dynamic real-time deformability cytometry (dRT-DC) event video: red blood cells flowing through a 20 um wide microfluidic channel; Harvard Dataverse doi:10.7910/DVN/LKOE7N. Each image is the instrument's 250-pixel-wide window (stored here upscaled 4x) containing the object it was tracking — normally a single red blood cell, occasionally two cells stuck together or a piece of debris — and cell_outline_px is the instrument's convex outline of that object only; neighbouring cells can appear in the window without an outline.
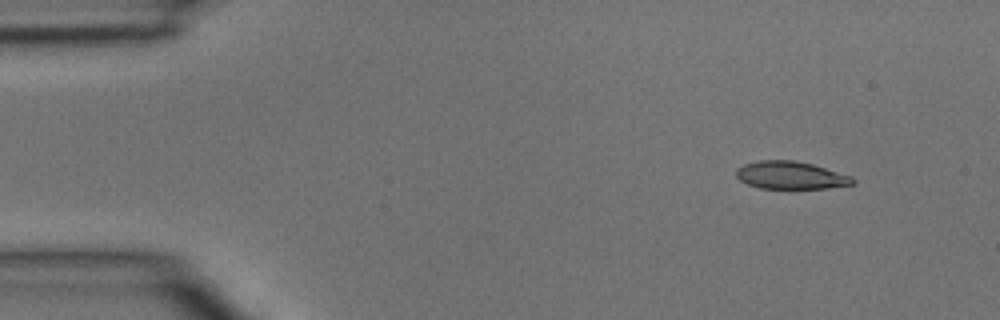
{"species": "common noctule bat (a hibernating species)", "species_latin": "Nyctalus noctula", "temperature_condition": "room temperature", "stored_images_in_passage": 3, "camera_frame_rate_fps": 3000, "um_per_image_px": 0.085, "animal": {"sex": "male", "body_mass_g": 15.6}, "frame": {"image": 1, "passage_image": 1, "time_ms": 0.0, "image_size_px": [1000, 320], "cell_outline_px": [[856, 184], [828, 188], [760, 188], [748, 184], [740, 180], [736, 176], [736, 168], [744, 164], [756, 160], [796, 160], [812, 164], [852, 176], [856, 180]], "centroid_in_image_um": [67.22, 14.89], "position_along_channel_um": 17.8, "area_um2": 18.9}}
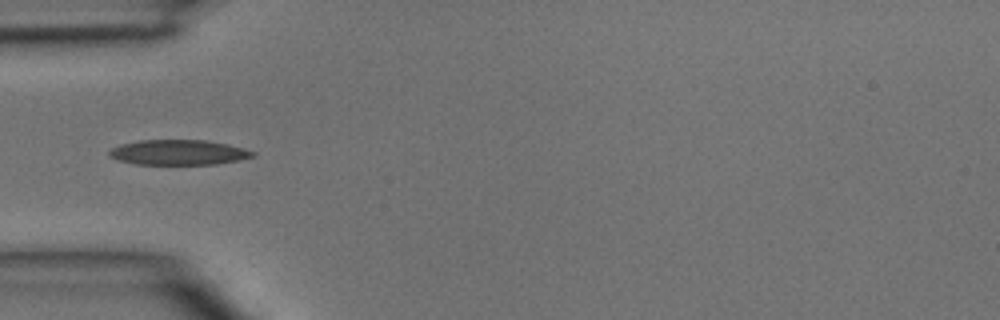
{"frame": {"image": 2, "passage_image": 3, "time_ms": 0.667, "image_size_px": [1000, 320], "cell_outline_px": [[256, 156], [216, 164], [136, 164], [116, 160], [108, 156], [108, 152], [112, 148], [120, 144], [140, 140], [204, 140], [228, 144], [256, 152]], "centroid_in_image_um": [15.13, 12.95], "position_along_channel_um": 69.9, "area_um2": 20.98}}